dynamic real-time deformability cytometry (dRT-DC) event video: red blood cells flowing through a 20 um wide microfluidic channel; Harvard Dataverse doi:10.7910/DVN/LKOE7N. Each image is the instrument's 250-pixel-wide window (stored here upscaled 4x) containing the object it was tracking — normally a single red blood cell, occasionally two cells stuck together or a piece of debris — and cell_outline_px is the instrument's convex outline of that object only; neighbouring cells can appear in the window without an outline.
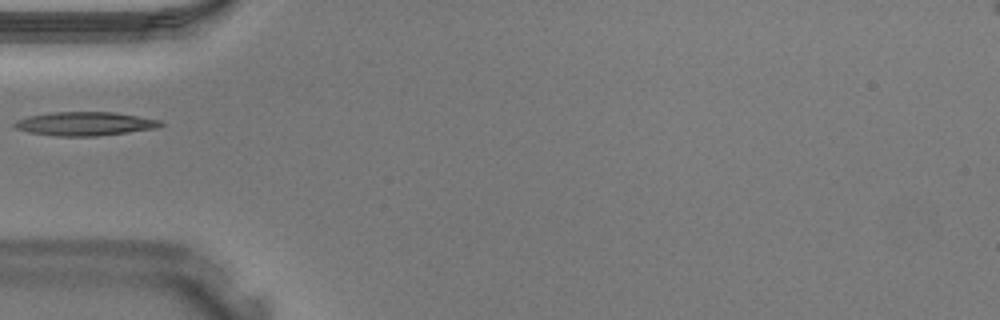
{"species": "Egyptian fruit bat (a non-hibernating species)", "species_latin": "Rousettus aegyptiacus", "temperature_condition": "warm", "stored_images_in_passage": 3, "camera_frame_rate_fps": 3000, "um_per_image_px": 0.085, "animal": {"sex": "male"}, "frame": {"image": 1, "passage_image": 1, "time_ms": 0.0, "image_size_px": [1000, 320], "cell_outline_px": [[164, 124], [156, 128], [96, 136], [56, 136], [28, 132], [16, 128], [12, 124], [16, 120], [28, 116], [52, 112], [116, 112], [160, 120]], "centroid_in_image_um": [7.19, 10.51], "position_along_channel_um": 77.8, "area_um2": 20.11}}